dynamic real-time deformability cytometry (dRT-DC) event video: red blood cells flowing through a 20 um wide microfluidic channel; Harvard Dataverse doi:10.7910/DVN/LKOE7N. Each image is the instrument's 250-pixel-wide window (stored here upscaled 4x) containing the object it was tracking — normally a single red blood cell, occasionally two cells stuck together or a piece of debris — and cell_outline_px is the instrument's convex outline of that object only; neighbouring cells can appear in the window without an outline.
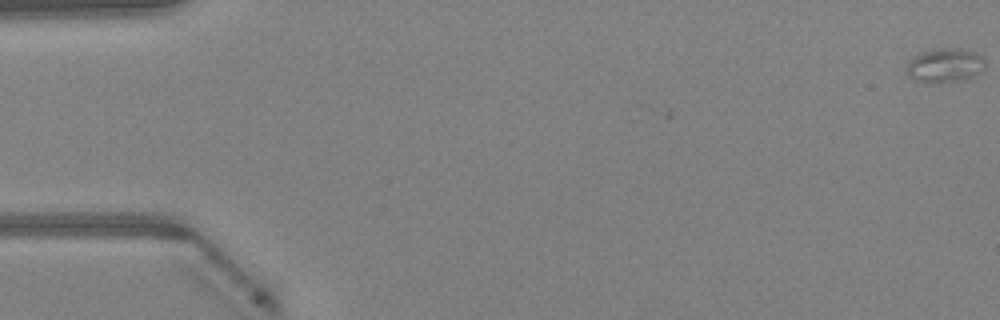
{"species": "Egyptian fruit bat (a non-hibernating species)", "species_latin": "Rousettus aegyptiacus", "temperature_condition": "warm", "stored_images_in_passage": 7, "camera_frame_rate_fps": 3000, "um_per_image_px": 0.085, "animal": {"sex": "female"}, "frame": {"image": 1, "passage_image": 1, "time_ms": 0.0, "image_size_px": [1000, 320], "cell_outline_px": [[984, 68], [980, 72], [964, 80], [916, 80], [908, 76], [904, 68], [908, 60], [912, 56], [920, 52], [940, 48], [956, 48], [976, 52], [984, 60]], "centroid_in_image_um": [80.27, 5.5], "position_along_channel_um": 4.7, "area_um2": 15.26}}